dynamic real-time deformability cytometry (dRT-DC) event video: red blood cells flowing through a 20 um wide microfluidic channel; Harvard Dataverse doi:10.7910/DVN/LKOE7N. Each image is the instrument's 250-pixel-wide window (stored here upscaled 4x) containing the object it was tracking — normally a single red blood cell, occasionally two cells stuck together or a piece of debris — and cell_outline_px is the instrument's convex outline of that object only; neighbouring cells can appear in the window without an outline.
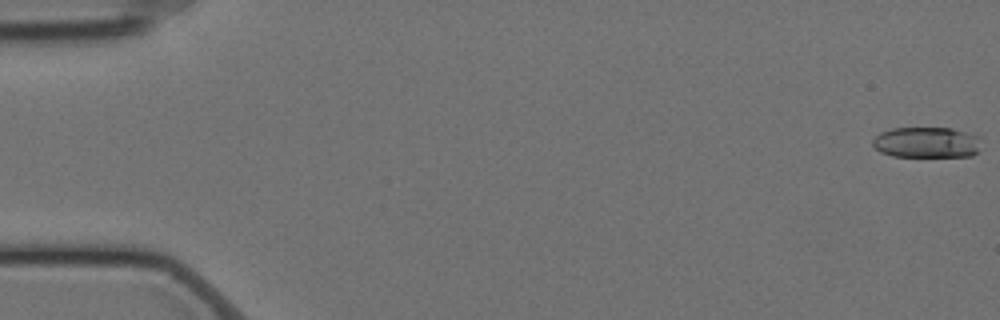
{"species": "Egyptian fruit bat (a non-hibernating species)", "species_latin": "Rousettus aegyptiacus", "temperature_condition": "cold", "stored_images_in_passage": 58, "camera_frame_rate_fps": 3000, "um_per_image_px": 0.085, "animal": {"sex": "female"}, "frame": {"image": 1, "passage_image": 1, "time_ms": 0.0, "image_size_px": [1000, 320], "cell_outline_px": [[980, 136], [976, 152], [972, 156], [892, 156], [880, 152], [872, 144], [872, 140], [880, 132], [892, 128], [952, 128]], "centroid_in_image_um": [78.73, 12.1], "position_along_channel_um": 6.3, "area_um2": 19.36}}
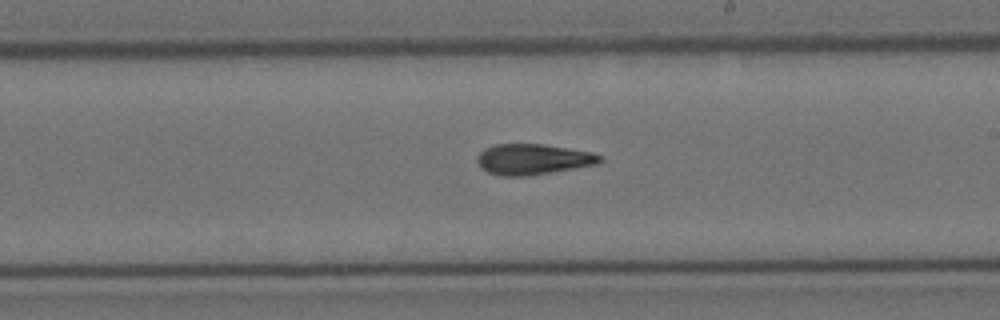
{"frame": {"image": 2, "passage_image": 34, "time_ms": 11.0, "image_size_px": [1000, 320], "cell_outline_px": [[604, 160], [600, 164], [524, 176], [500, 176], [488, 172], [480, 168], [476, 164], [476, 156], [484, 148], [496, 144], [540, 144], [592, 152], [604, 156]], "centroid_in_image_um": [45.29, 13.54], "position_along_channel_um": 243.7, "area_um2": 22.08}}
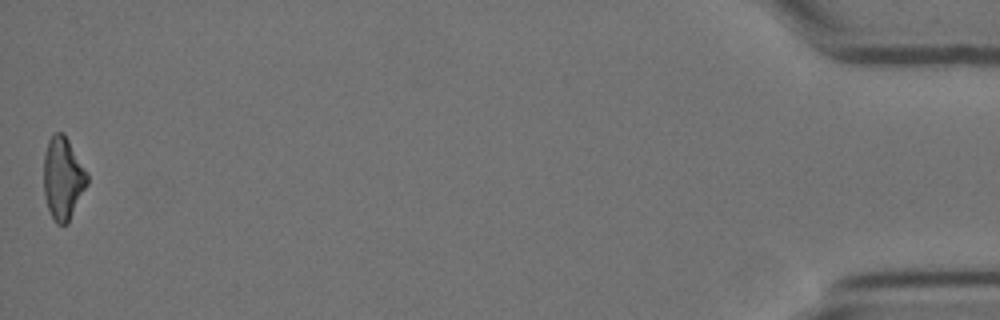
{"frame": {"image": 3, "passage_image": 58, "time_ms": 19.0, "image_size_px": [1000, 320], "cell_outline_px": [[88, 184], [68, 224], [56, 224], [48, 208], [44, 196], [44, 156], [48, 140], [56, 132], [64, 132], [88, 172]], "centroid_in_image_um": [5.37, 15.15], "position_along_channel_um": 429.8, "area_um2": 21.1}, "authors_computed_cell_mechanics": {"area_um2": 21.2415, "velocity_mm_per_s": 3.5234, "shape_relaxation_time_tau1_ms": null, "shape_relaxation_time_tau2_ms": 5.8085, "deformation_change_tau1": null, "deformation_change_tau2": 0.1599}}